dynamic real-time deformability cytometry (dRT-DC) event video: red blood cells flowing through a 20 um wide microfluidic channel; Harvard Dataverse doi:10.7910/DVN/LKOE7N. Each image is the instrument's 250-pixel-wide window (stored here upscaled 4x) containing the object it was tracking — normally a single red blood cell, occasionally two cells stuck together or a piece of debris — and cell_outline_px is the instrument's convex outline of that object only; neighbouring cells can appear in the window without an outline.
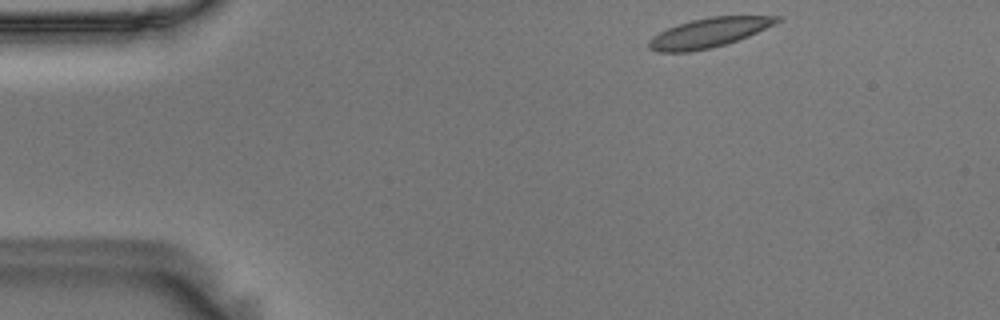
{"species": "Egyptian fruit bat (a non-hibernating species)", "species_latin": "Rousettus aegyptiacus", "temperature_condition": "room temperature", "stored_images_in_passage": 48, "camera_frame_rate_fps": 3000, "um_per_image_px": 0.085, "animal": {"sex": "male"}, "frame": {"image": 1, "passage_image": 1, "time_ms": 0.0, "image_size_px": [1000, 320], "cell_outline_px": [[780, 20], [748, 36], [724, 44], [708, 48], [688, 52], [656, 52], [648, 48], [648, 40], [652, 36], [668, 28], [692, 20], [708, 16], [780, 16]], "centroid_in_image_um": [60.17, 2.78], "position_along_channel_um": 24.8, "area_um2": 21.5}}
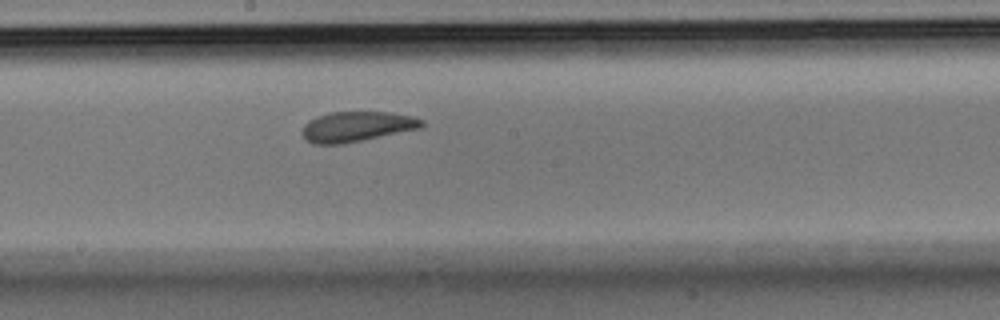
{"frame": {"image": 2, "passage_image": 23, "time_ms": 7.333, "image_size_px": [1000, 320], "cell_outline_px": [[424, 124], [420, 128], [344, 144], [312, 144], [304, 140], [300, 132], [304, 124], [308, 120], [316, 116], [332, 112], [392, 112], [412, 116], [424, 120]], "centroid_in_image_um": [30.27, 10.76], "position_along_channel_um": 217.9, "area_um2": 21.27}}
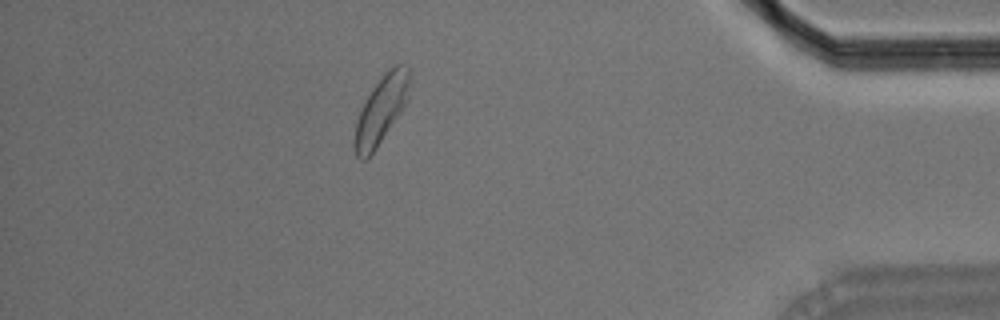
{"frame": {"image": 3, "passage_image": 42, "time_ms": 13.667, "image_size_px": [1000, 320], "cell_outline_px": [[412, 68], [408, 100], [376, 148], [364, 160], [360, 160], [356, 156], [352, 148], [352, 144], [356, 120], [364, 100], [372, 88], [388, 68], [392, 64], [408, 64]], "centroid_in_image_um": [32.4, 9.27], "position_along_channel_um": 402.8, "area_um2": 22.2}, "authors_computed_cell_mechanics": {"area_um2": 21.7328, "velocity_mm_per_s": 3.5983, "shape_relaxation_time_tau1_ms": 6.0003, "shape_relaxation_time_tau2_ms": 1.8149, "deformation_change_tau1": 0.1206, "deformation_change_tau2": 0.082}}